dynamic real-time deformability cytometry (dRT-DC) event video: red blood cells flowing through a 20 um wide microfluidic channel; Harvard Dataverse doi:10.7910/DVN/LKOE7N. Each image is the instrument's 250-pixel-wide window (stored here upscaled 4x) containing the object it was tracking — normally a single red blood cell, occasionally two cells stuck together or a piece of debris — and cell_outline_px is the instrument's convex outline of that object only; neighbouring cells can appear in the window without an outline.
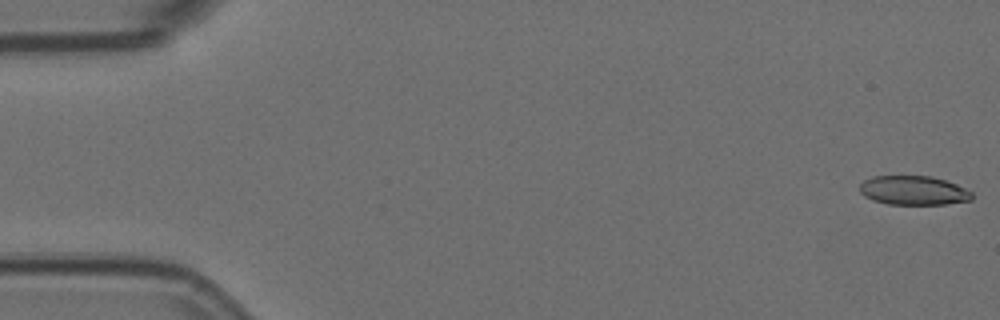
{"species": "Egyptian fruit bat (a non-hibernating species)", "species_latin": "Rousettus aegyptiacus", "temperature_condition": "room temperature", "stored_images_in_passage": 5, "camera_frame_rate_fps": 3000, "um_per_image_px": 0.085, "animal": {"sex": "female"}, "frame": {"image": 1, "passage_image": 1, "time_ms": 0.0, "image_size_px": [1000, 320], "cell_outline_px": [[972, 200], [944, 204], [888, 204], [872, 200], [864, 196], [860, 192], [860, 184], [864, 180], [872, 176], [932, 176], [956, 184], [972, 192]], "centroid_in_image_um": [77.63, 16.18], "position_along_channel_um": 7.4, "area_um2": 19.02}}
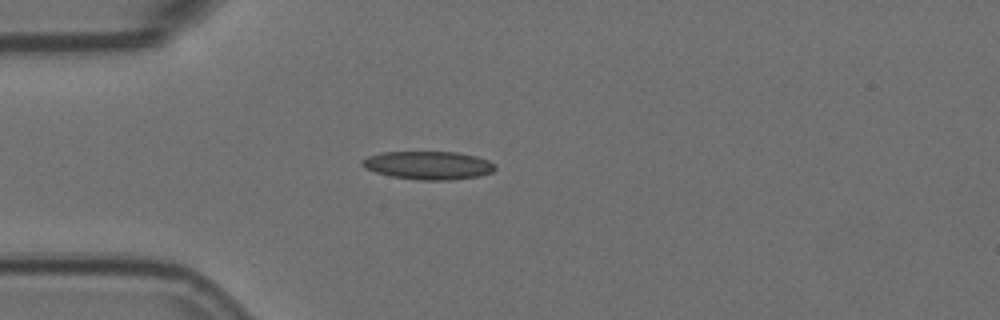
{"frame": {"image": 2, "passage_image": 5, "time_ms": 1.333, "image_size_px": [1000, 320], "cell_outline_px": [[496, 168], [492, 172], [480, 176], [448, 180], [420, 180], [392, 176], [376, 172], [364, 168], [360, 164], [360, 160], [368, 156], [380, 152], [456, 152], [476, 156], [488, 160], [496, 164]], "centroid_in_image_um": [36.4, 14.04], "position_along_channel_um": 48.6, "area_um2": 21.96}}